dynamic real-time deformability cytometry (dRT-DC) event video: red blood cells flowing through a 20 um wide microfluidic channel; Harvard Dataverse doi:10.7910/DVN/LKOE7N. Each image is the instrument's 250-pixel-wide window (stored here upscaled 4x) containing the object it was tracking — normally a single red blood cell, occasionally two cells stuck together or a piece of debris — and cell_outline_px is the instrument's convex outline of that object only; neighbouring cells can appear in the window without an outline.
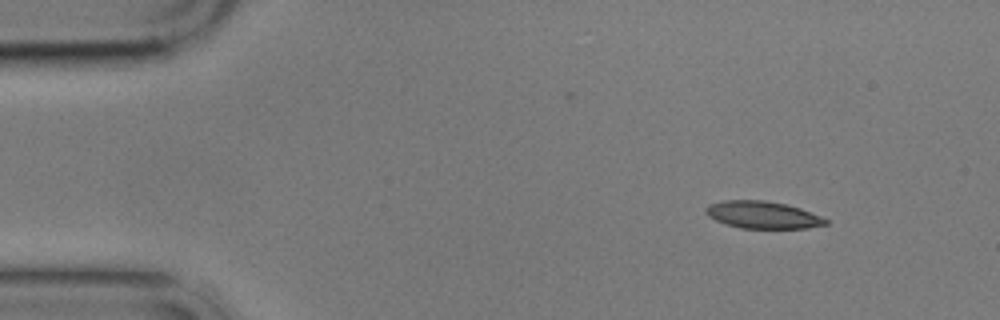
{"species": "common noctule bat (a hibernating species)", "species_latin": "Nyctalus noctula", "temperature_condition": "cold", "stored_images_in_passage": 5, "camera_frame_rate_fps": 3000, "um_per_image_px": 0.085, "animal": {"sex": "male", "body_mass_g": 17.9}, "frame": {"image": 1, "passage_image": 1, "time_ms": 0.0, "image_size_px": [1000, 320], "cell_outline_px": [[828, 224], [808, 228], [740, 228], [716, 220], [708, 216], [704, 212], [704, 208], [708, 204], [724, 200], [764, 200], [788, 204], [800, 208], [820, 216], [828, 220]], "centroid_in_image_um": [64.81, 18.25], "position_along_channel_um": 20.2, "area_um2": 19.07}}
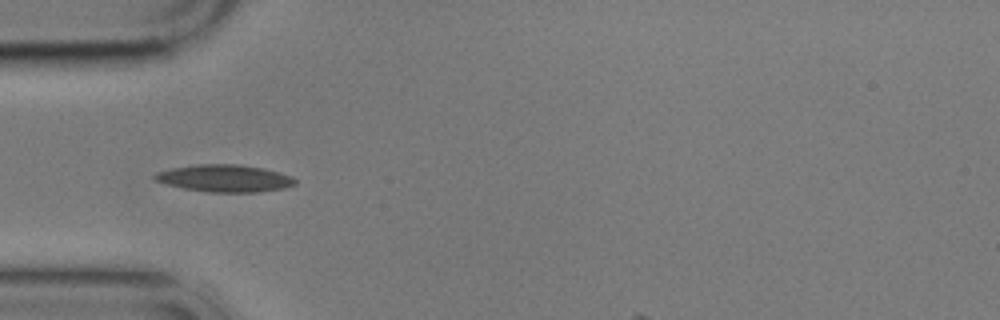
{"frame": {"image": 2, "passage_image": 4, "time_ms": 3.667, "image_size_px": [1000, 320], "cell_outline_px": [[296, 184], [284, 188], [260, 192], [208, 192], [184, 188], [164, 184], [156, 180], [152, 176], [156, 172], [172, 168], [196, 164], [240, 164], [264, 168], [280, 172], [292, 176], [296, 180]], "centroid_in_image_um": [19.11, 15.15], "position_along_channel_um": 65.9, "area_um2": 22.43}}